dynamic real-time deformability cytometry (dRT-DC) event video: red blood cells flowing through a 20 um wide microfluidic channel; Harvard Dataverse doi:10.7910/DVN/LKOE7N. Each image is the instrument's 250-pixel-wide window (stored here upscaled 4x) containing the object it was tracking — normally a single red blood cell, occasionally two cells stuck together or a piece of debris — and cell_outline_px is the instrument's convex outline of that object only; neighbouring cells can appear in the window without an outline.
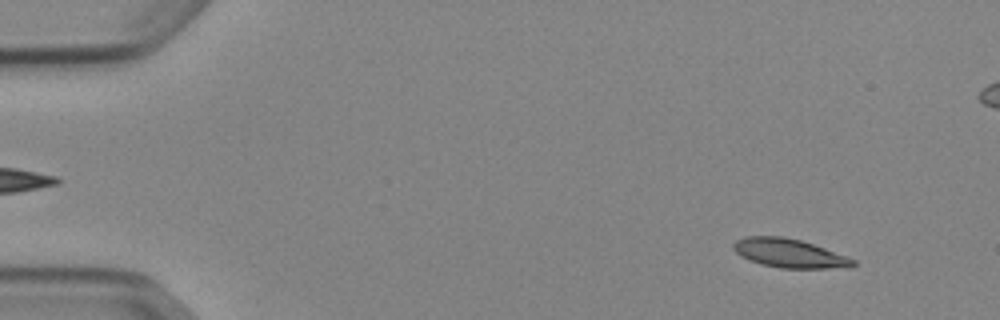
{"species": "Egyptian fruit bat (a non-hibernating species)", "species_latin": "Rousettus aegyptiacus", "temperature_condition": "cold", "stored_images_in_passage": 53, "camera_frame_rate_fps": 3000, "um_per_image_px": 0.085, "animal": {"sex": "female"}, "frame": {"image": 1, "passage_image": 5, "time_ms": 1.333, "image_size_px": [1000, 320], "cell_outline_px": [[856, 264], [852, 268], [780, 268], [760, 264], [748, 260], [740, 256], [732, 248], [732, 244], [736, 240], [744, 236], [784, 236], [800, 240], [824, 248], [856, 260]], "centroid_in_image_um": [67.06, 21.53], "position_along_channel_um": 17.9, "area_um2": 20.23}}
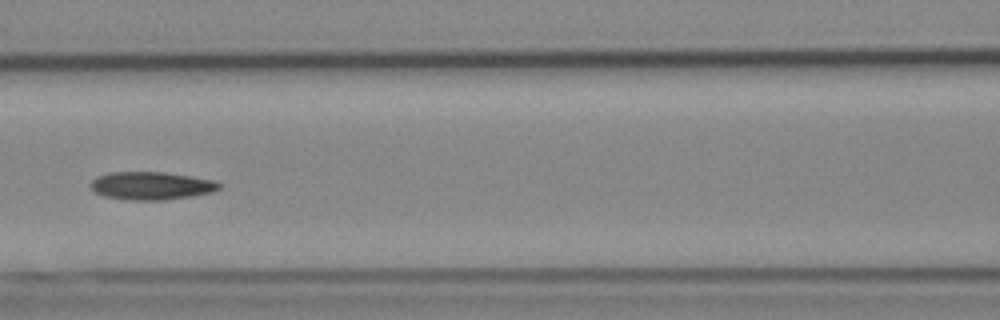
{"frame": {"image": 2, "passage_image": 24, "time_ms": 7.667, "image_size_px": [1000, 320], "cell_outline_px": [[224, 184], [220, 188], [212, 192], [164, 200], [128, 200], [104, 196], [88, 188], [88, 184], [96, 176], [112, 172], [164, 172], [192, 176], [212, 180]], "centroid_in_image_um": [12.82, 15.78], "position_along_channel_um": 153.8, "area_um2": 21.04}}
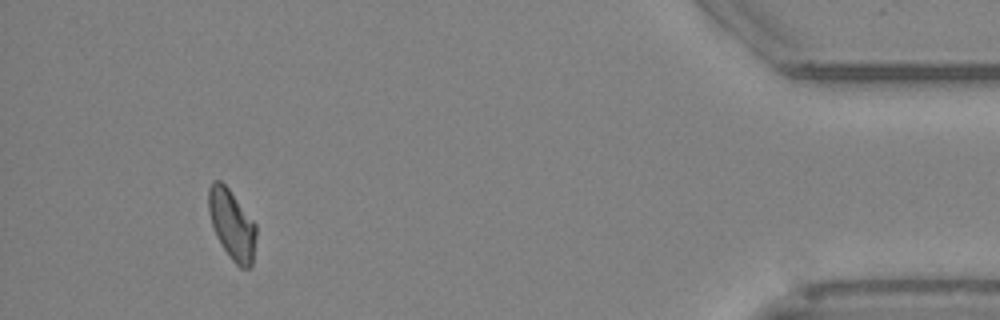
{"frame": {"image": 3, "passage_image": 49, "time_ms": 16.0, "image_size_px": [1000, 320], "cell_outline_px": [[256, 236], [252, 264], [248, 268], [240, 268], [228, 256], [216, 236], [208, 212], [208, 188], [212, 180], [220, 180], [228, 188], [256, 224]], "centroid_in_image_um": [19.7, 19.08], "position_along_channel_um": 415.5, "area_um2": 19.36}}